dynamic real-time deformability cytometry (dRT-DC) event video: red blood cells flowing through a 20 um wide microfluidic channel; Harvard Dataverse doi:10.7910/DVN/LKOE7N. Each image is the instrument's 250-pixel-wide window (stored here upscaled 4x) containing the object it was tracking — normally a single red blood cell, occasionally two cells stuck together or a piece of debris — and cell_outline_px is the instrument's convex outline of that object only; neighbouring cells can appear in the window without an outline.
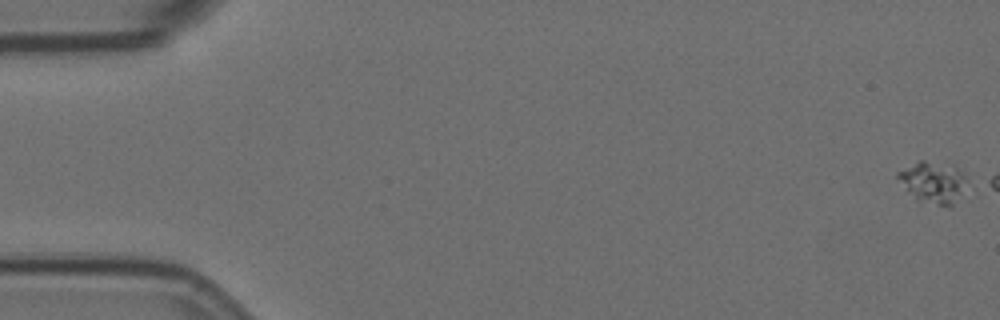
{"species": "Egyptian fruit bat (a non-hibernating species)", "species_latin": "Rousettus aegyptiacus", "temperature_condition": "room temperature", "stored_images_in_passage": 3, "segment_of_instrument_passage": [1, 2], "camera_frame_rate_fps": 3000, "um_per_image_px": 0.085, "animal": {"sex": "female"}, "frame": {"image": 1, "passage_image": 1, "time_ms": 0.0, "image_size_px": [1000, 320], "cell_outline_px": [[968, 180], [952, 204], [940, 204], [916, 200], [896, 176], [896, 172], [920, 160], [924, 160], [952, 164]], "centroid_in_image_um": [79.27, 15.43], "position_along_channel_um": 5.7, "area_um2": 16.01}}